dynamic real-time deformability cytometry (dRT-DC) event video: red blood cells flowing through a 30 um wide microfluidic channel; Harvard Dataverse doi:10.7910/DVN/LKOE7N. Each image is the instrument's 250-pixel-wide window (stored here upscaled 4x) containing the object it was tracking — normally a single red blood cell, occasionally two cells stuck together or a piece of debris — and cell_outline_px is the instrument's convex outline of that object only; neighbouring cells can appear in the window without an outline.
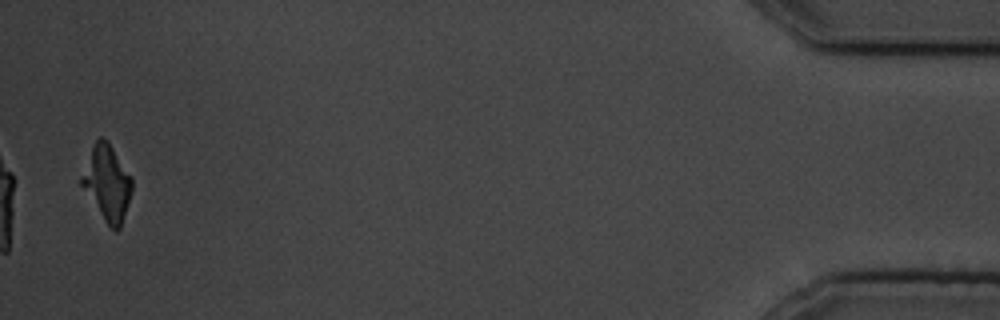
{"species": "common noctule bat (a hibernating species)", "species_latin": "Nyctalus noctula", "temperature_condition": "cold", "stored_images_in_passage": 16, "camera_frame_rate_fps": 3000, "um_per_image_px": 0.085, "animal": {"sex": "male", "body_mass_g": 19.5, "forearm_length_mm": 54.6}, "frame": {"image": 1, "passage_image": 16, "time_ms": 17.333, "image_size_px": [1000, 320], "cell_outline_px": [[132, 192], [120, 228], [116, 232], [104, 220], [80, 184], [80, 176], [92, 148], [96, 140], [100, 136], [108, 140], [132, 176]], "centroid_in_image_um": [9.12, 15.53], "position_along_channel_um": 426.1, "area_um2": 21.91}}